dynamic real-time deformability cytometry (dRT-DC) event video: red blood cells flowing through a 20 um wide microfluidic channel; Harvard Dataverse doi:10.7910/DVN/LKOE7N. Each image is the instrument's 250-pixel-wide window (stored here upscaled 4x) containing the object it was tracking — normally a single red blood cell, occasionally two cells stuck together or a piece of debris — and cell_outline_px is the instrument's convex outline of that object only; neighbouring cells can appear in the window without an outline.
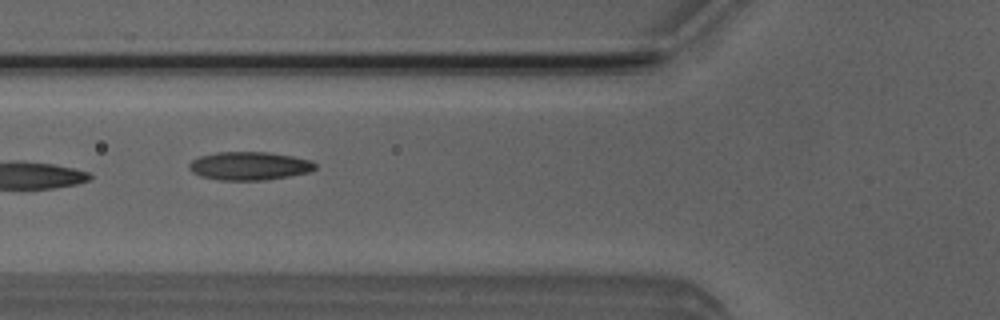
{"species": "Egyptian fruit bat (a non-hibernating species)", "species_latin": "Rousettus aegyptiacus", "temperature_condition": "room temperature", "stored_images_in_passage": 8, "camera_frame_rate_fps": 3000, "um_per_image_px": 0.085, "animal": {"sex": "male"}, "frame": {"image": 1, "passage_image": 6, "time_ms": 6.0, "image_size_px": [1000, 320], "cell_outline_px": [[316, 168], [308, 172], [268, 180], [220, 180], [200, 176], [192, 172], [188, 168], [188, 164], [192, 160], [200, 156], [216, 152], [268, 152], [292, 156], [312, 160], [316, 164]], "centroid_in_image_um": [21.18, 14.1], "position_along_channel_um": 104.6, "area_um2": 20.87}}
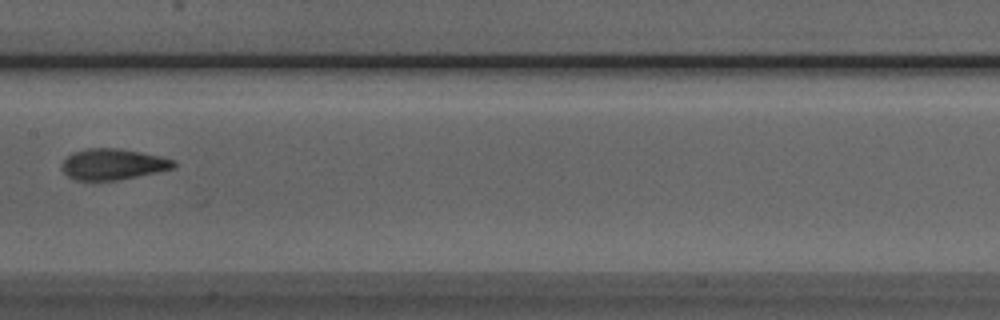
{"frame": {"image": 2, "passage_image": 8, "time_ms": 8.333, "image_size_px": [1000, 320], "cell_outline_px": [[176, 168], [120, 180], [76, 180], [68, 176], [64, 172], [64, 160], [72, 152], [88, 148], [116, 148], [140, 152], [160, 156], [176, 160]], "centroid_in_image_um": [9.66, 13.96], "position_along_channel_um": 197.7, "area_um2": 20.11}}